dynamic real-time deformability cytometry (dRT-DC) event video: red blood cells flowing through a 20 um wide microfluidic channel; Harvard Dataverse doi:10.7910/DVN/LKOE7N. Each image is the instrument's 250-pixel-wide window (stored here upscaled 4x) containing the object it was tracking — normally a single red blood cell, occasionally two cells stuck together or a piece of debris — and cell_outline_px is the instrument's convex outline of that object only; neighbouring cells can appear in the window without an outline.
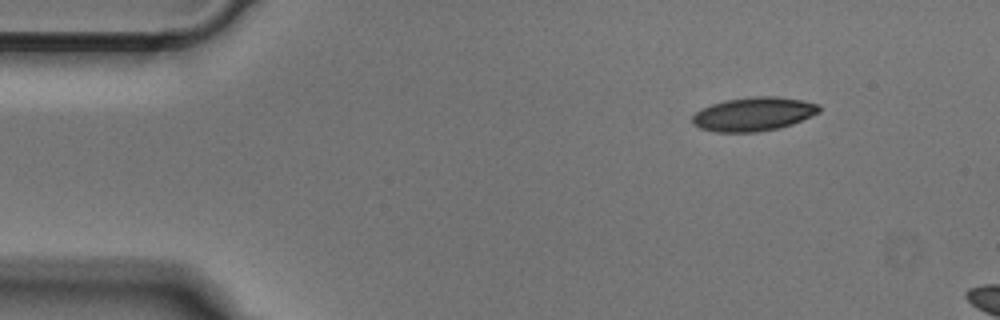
{"species": "Egyptian fruit bat (a non-hibernating species)", "species_latin": "Rousettus aegyptiacus", "temperature_condition": "cold", "stored_images_in_passage": 5, "camera_frame_rate_fps": 3000, "um_per_image_px": 0.085, "animal": {"sex": "male"}, "frame": {"image": 1, "passage_image": 1, "time_ms": 0.0, "image_size_px": [1000, 320], "cell_outline_px": [[820, 112], [812, 116], [792, 124], [780, 128], [756, 132], [716, 132], [700, 128], [692, 124], [692, 116], [700, 108], [724, 100], [752, 96], [776, 96], [804, 100], [820, 104]], "centroid_in_image_um": [64.06, 9.69], "position_along_channel_um": 20.9, "area_um2": 25.26}}